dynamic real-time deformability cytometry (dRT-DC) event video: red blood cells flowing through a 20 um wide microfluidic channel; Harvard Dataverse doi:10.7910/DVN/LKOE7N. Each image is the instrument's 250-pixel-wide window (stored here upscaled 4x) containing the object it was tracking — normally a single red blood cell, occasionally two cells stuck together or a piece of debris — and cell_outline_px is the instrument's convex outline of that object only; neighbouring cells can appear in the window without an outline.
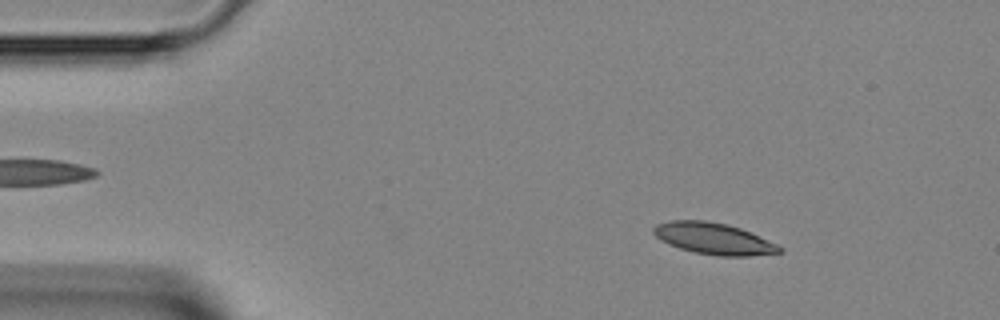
{"species": "Egyptian fruit bat (a non-hibernating species)", "species_latin": "Rousettus aegyptiacus", "temperature_condition": "room temperature", "stored_images_in_passage": 44, "camera_frame_rate_fps": 3000, "um_per_image_px": 0.085, "animal": {"sex": "female"}, "frame": {"image": 1, "passage_image": 6, "time_ms": 1.667, "image_size_px": [1000, 320], "cell_outline_px": [[784, 252], [748, 256], [720, 256], [696, 252], [680, 248], [668, 244], [660, 240], [652, 232], [652, 228], [656, 224], [668, 220], [704, 220], [728, 224], [740, 228], [776, 244], [784, 248]], "centroid_in_image_um": [60.63, 20.27], "position_along_channel_um": 24.4, "area_um2": 23.06}}
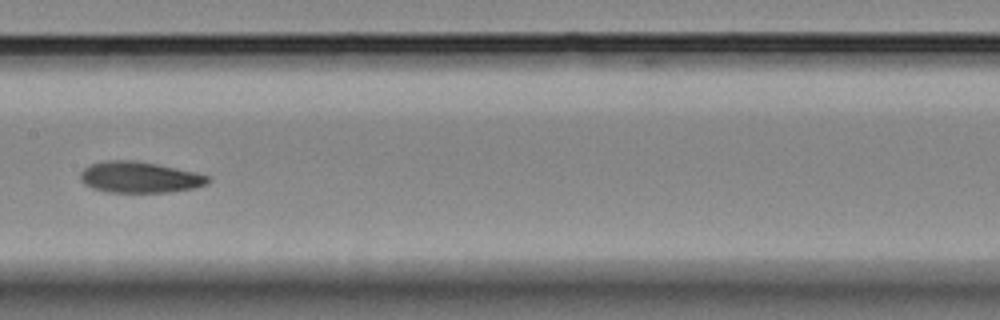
{"frame": {"image": 2, "passage_image": 22, "time_ms": 7.0, "image_size_px": [1000, 320], "cell_outline_px": [[212, 180], [208, 184], [196, 188], [168, 192], [108, 192], [92, 188], [84, 184], [80, 180], [80, 172], [88, 164], [104, 160], [136, 160], [196, 172], [208, 176]], "centroid_in_image_um": [11.85, 15.06], "position_along_channel_um": 195.5, "area_um2": 23.41}}
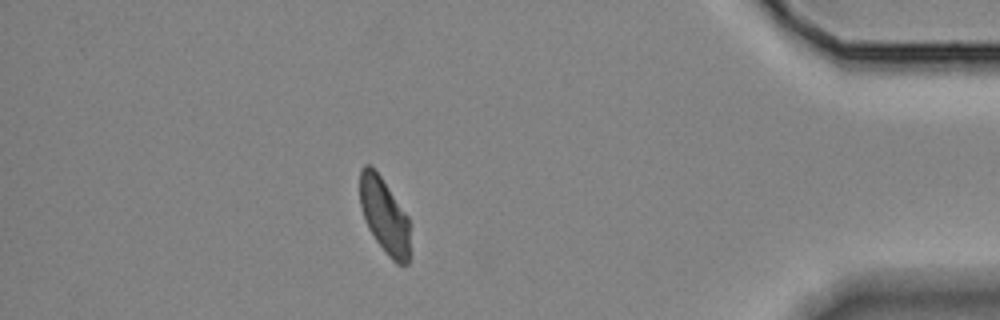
{"frame": {"image": 3, "passage_image": 39, "time_ms": 12.667, "image_size_px": [1000, 320], "cell_outline_px": [[408, 264], [396, 264], [388, 256], [376, 240], [368, 228], [360, 204], [360, 168], [364, 164], [368, 164], [380, 176], [408, 216]], "centroid_in_image_um": [32.65, 18.32], "position_along_channel_um": 402.6, "area_um2": 21.5}}